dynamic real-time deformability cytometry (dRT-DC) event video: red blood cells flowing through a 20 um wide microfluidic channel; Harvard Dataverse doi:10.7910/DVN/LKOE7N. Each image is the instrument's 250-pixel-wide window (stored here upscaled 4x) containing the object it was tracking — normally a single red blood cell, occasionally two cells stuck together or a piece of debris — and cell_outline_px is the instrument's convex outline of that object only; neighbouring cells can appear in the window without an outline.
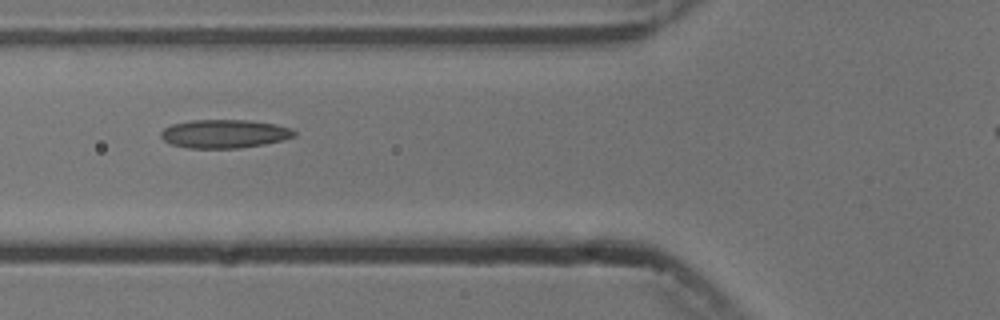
{"species": "common noctule bat (a hibernating species)", "species_latin": "Nyctalus noctula", "temperature_condition": "cold", "stored_images_in_passage": 9, "segment_of_instrument_passage": [1, 2], "camera_frame_rate_fps": 3000, "um_per_image_px": 0.085, "animal": {"sex": "male", "body_mass_g": 13.3}, "frame": {"image": 1, "passage_image": 4, "time_ms": 3.333, "image_size_px": [1000, 320], "cell_outline_px": [[296, 136], [264, 144], [240, 148], [188, 148], [172, 144], [164, 140], [160, 136], [160, 132], [164, 128], [172, 124], [192, 120], [248, 120], [276, 124], [292, 128], [296, 132]], "centroid_in_image_um": [19.08, 11.37], "position_along_channel_um": 106.7, "area_um2": 22.14}}
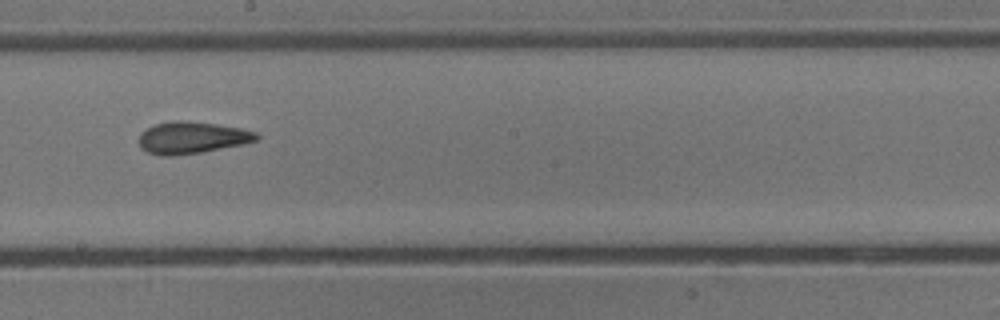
{"frame": {"image": 2, "passage_image": 7, "time_ms": 6.667, "image_size_px": [1000, 320], "cell_outline_px": [[260, 136], [256, 140], [244, 144], [200, 152], [176, 156], [160, 156], [148, 152], [140, 148], [140, 132], [152, 124], [172, 120], [184, 120], [216, 124], [240, 128], [256, 132]], "centroid_in_image_um": [16.27, 11.69], "position_along_channel_um": 231.9, "area_um2": 22.02}}
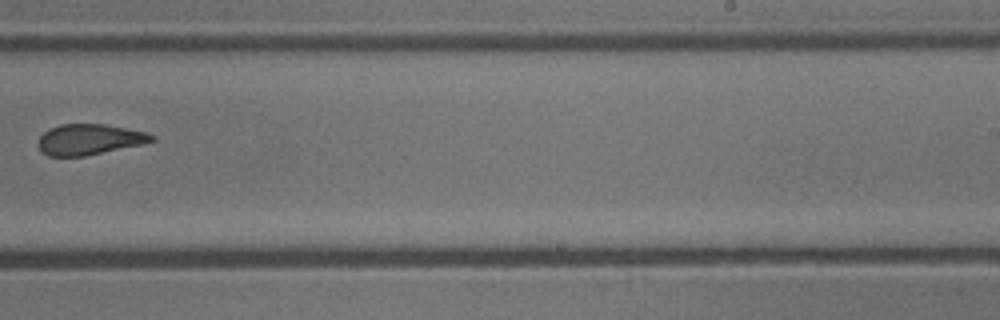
{"frame": {"image": 3, "passage_image": 8, "time_ms": 8.0, "image_size_px": [1000, 320], "cell_outline_px": [[156, 140], [140, 144], [84, 156], [48, 156], [40, 152], [36, 144], [40, 136], [44, 132], [60, 124], [104, 124], [144, 132], [156, 136]], "centroid_in_image_um": [7.53, 11.86], "position_along_channel_um": 281.5, "area_um2": 20.11}}